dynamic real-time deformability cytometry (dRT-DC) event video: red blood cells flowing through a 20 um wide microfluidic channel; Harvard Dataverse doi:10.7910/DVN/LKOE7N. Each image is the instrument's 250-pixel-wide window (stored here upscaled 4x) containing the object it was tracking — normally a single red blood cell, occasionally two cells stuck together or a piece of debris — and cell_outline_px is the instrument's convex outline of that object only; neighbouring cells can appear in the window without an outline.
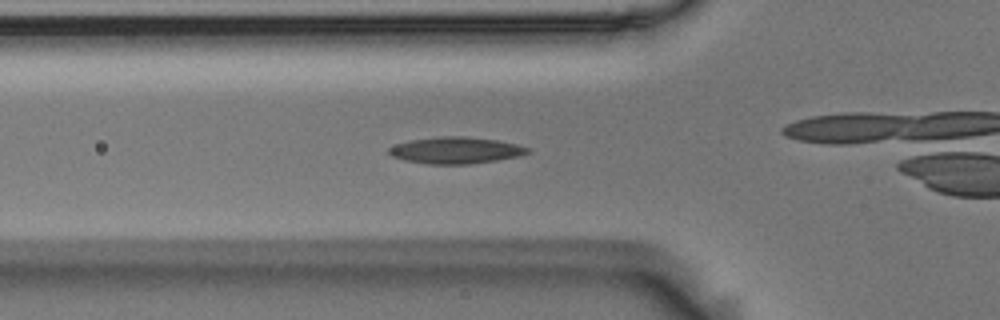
{"species": "Egyptian fruit bat (a non-hibernating species)", "species_latin": "Rousettus aegyptiacus", "temperature_condition": "room temperature", "stored_images_in_passage": 43, "camera_frame_rate_fps": 3000, "um_per_image_px": 0.085, "animal": {"sex": "male"}, "frame": {"image": 1, "passage_image": 11, "time_ms": 3.333, "image_size_px": [1000, 320], "cell_outline_px": [[532, 148], [528, 152], [520, 156], [496, 160], [468, 164], [428, 164], [404, 160], [392, 156], [388, 152], [388, 148], [396, 144], [412, 140], [440, 136], [464, 136], [496, 140], [516, 144]], "centroid_in_image_um": [38.74, 12.78], "position_along_channel_um": 87.1, "area_um2": 21.39}}
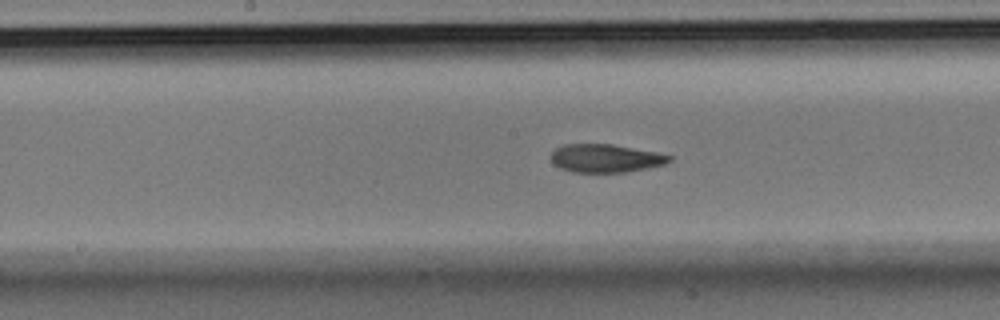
{"frame": {"image": 2, "passage_image": 20, "time_ms": 6.333, "image_size_px": [1000, 320], "cell_outline_px": [[672, 160], [664, 164], [628, 172], [572, 172], [560, 168], [552, 160], [552, 152], [556, 148], [564, 144], [612, 144], [656, 152], [672, 156]], "centroid_in_image_um": [51.49, 13.45], "position_along_channel_um": 196.7, "area_um2": 19.31}}
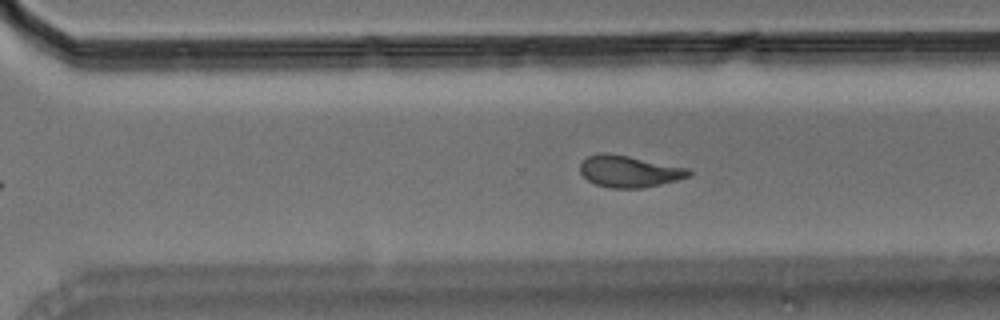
{"frame": {"image": 3, "passage_image": 30, "time_ms": 9.667, "image_size_px": [1000, 320], "cell_outline_px": [[692, 176], [644, 188], [612, 188], [596, 184], [588, 180], [580, 172], [580, 164], [588, 156], [600, 152], [608, 152], [688, 168], [692, 172]], "centroid_in_image_um": [53.48, 14.56], "position_along_channel_um": 317.1, "area_um2": 20.0}, "authors_computed_cell_mechanics": {"area_um2": 20.5768, "velocity_mm_per_s": 3.6319, "shape_relaxation_time_tau1_ms": 8.9133, "shape_relaxation_time_tau2_ms": 3.608, "deformation_change_tau1": 0.219, "deformation_change_tau2": 0.1095}}